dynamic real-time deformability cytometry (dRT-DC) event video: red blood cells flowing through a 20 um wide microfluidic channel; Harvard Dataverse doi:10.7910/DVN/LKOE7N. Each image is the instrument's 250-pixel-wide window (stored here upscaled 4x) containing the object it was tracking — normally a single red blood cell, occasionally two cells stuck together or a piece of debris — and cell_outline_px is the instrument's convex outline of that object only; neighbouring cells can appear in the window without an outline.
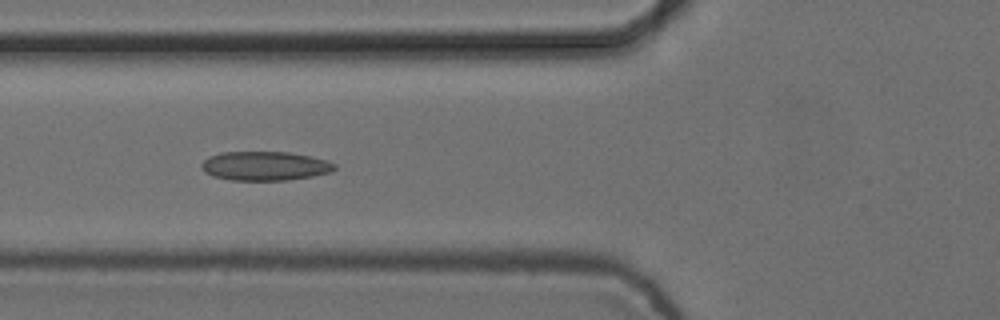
{"species": "common noctule bat (a hibernating species)", "species_latin": "Nyctalus noctula", "temperature_condition": "cold", "stored_images_in_passage": 6, "camera_frame_rate_fps": 3000, "um_per_image_px": 0.085, "animal": {"sex": "female", "body_mass_g": 24.6, "forearm_length_mm": 56.2}, "frame": {"image": 1, "passage_image": 6, "time_ms": 1.667, "image_size_px": [1000, 320], "cell_outline_px": [[336, 168], [332, 172], [312, 176], [288, 180], [232, 180], [212, 176], [204, 172], [200, 168], [200, 164], [208, 156], [220, 152], [288, 152], [312, 156], [328, 160], [336, 164]], "centroid_in_image_um": [22.51, 14.1], "position_along_channel_um": 103.3, "area_um2": 22.83}}